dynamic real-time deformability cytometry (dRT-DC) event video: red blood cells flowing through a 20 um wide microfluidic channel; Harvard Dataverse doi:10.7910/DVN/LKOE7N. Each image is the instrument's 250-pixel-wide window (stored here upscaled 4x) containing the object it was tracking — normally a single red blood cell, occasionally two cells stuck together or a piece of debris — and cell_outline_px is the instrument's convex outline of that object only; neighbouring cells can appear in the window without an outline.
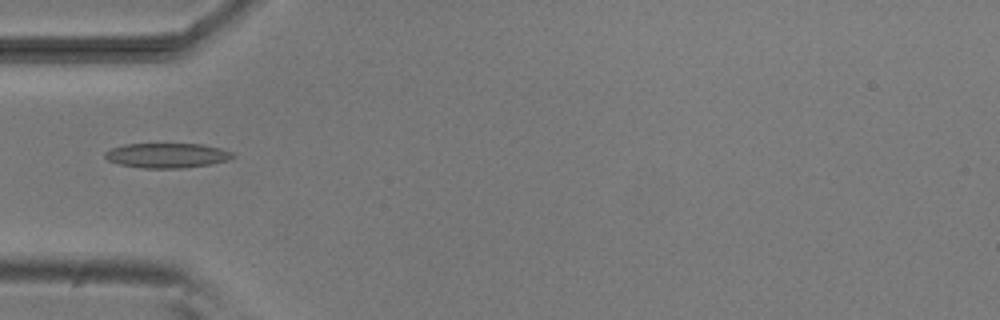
{"species": "common noctule bat (a hibernating species)", "species_latin": "Nyctalus noctula", "temperature_condition": "room temperature", "stored_images_in_passage": 1, "camera_frame_rate_fps": 3000, "um_per_image_px": 0.085, "animal": {"sex": "male", "body_mass_g": 20.5, "forearm_length_mm": 52.5}, "frame": {"image": 1, "passage_image": 1, "time_ms": 0.0, "image_size_px": [1000, 320], "cell_outline_px": [[236, 156], [228, 160], [212, 164], [184, 168], [144, 168], [120, 164], [108, 160], [104, 156], [104, 152], [112, 148], [124, 144], [200, 144], [220, 148], [232, 152]], "centroid_in_image_um": [14.21, 13.21], "position_along_channel_um": 70.8, "area_um2": 18.44}}